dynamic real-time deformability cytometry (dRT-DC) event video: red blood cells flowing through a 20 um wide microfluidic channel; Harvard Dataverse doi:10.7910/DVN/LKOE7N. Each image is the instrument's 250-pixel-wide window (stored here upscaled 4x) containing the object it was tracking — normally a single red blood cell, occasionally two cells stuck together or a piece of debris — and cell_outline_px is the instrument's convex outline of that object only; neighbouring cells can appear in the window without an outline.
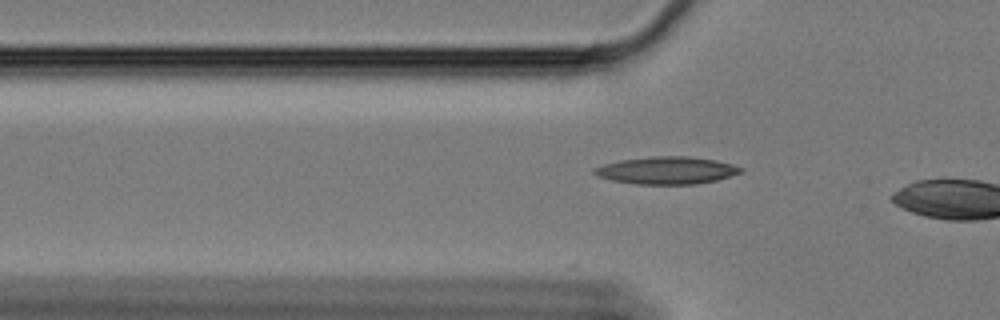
{"species": "Egyptian fruit bat (a non-hibernating species)", "species_latin": "Rousettus aegyptiacus", "temperature_condition": "cold", "stored_images_in_passage": 10, "camera_frame_rate_fps": 3000, "um_per_image_px": 0.085, "animal": {"sex": "female"}, "frame": {"image": 1, "passage_image": 10, "time_ms": 3.0, "image_size_px": [1000, 320], "cell_outline_px": [[744, 168], [740, 172], [716, 180], [696, 184], [636, 184], [612, 180], [600, 176], [592, 172], [592, 168], [604, 164], [620, 160], [648, 156], [688, 156], [716, 160], [732, 164]], "centroid_in_image_um": [56.65, 14.47], "position_along_channel_um": 69.2, "area_um2": 23.29}}